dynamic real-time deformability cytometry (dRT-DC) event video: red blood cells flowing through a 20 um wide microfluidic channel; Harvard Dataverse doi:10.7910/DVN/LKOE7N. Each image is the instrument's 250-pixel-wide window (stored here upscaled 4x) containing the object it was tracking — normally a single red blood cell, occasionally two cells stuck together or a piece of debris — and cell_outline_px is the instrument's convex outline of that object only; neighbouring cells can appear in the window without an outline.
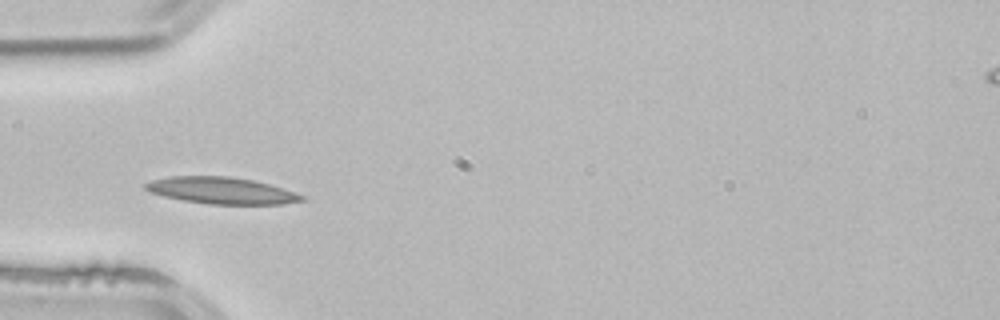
{"species": "common noctule bat (a hibernating species)", "species_latin": "Nyctalus noctula", "temperature_condition": "room temperature", "stored_images_in_passage": 32, "camera_frame_rate_fps": 3000, "um_per_image_px": 0.085, "animal": {"sex": "male", "body_mass_g": 21.5, "forearm_length_mm": 52.0}, "frame": {"image": 1, "passage_image": 5, "time_ms": 1.333, "image_size_px": [1000, 320], "cell_outline_px": [[308, 200], [284, 204], [208, 204], [184, 200], [164, 196], [148, 192], [144, 188], [144, 184], [152, 180], [168, 176], [228, 176], [252, 180], [268, 184], [304, 196]], "centroid_in_image_um": [18.79, 16.2], "position_along_channel_um": 66.2, "area_um2": 24.16}, "authors_computed_cell_mechanics": {"area_um2": 21.5883, "velocity_mm_per_s": 3.8293, "shape_relaxation_time_tau1_ms": 4.1024, "shape_relaxation_time_tau2_ms": null, "deformation_change_tau1": 0.1204, "deformation_change_tau2": null}}